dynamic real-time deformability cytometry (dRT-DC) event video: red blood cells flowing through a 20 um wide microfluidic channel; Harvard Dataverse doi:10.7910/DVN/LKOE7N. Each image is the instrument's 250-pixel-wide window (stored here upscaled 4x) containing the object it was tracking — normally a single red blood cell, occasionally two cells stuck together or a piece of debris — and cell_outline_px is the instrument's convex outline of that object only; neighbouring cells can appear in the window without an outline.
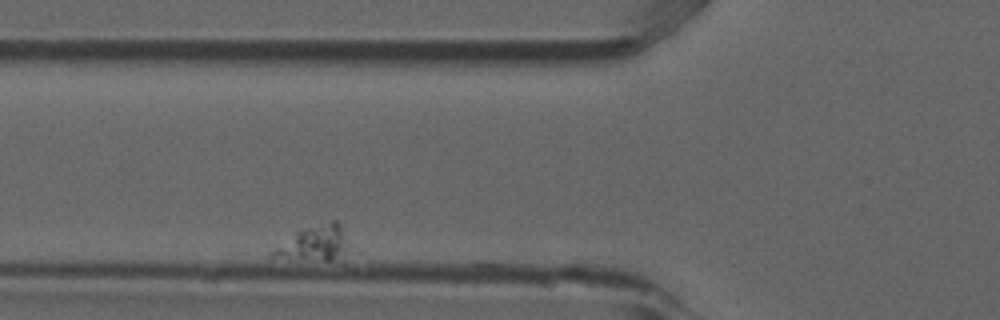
{"species": "common noctule bat (a hibernating species)", "species_latin": "Nyctalus noctula", "temperature_condition": "room temperature", "stored_images_in_passage": 5, "camera_frame_rate_fps": 3000, "um_per_image_px": 0.085, "animal": {"sex": "male", "forearm_length_mm": 52.5}, "frame": {"image": 1, "passage_image": 2, "time_ms": 0.333, "image_size_px": [1000, 320], "cell_outline_px": [[348, 248], [344, 252], [332, 260], [324, 260], [268, 256], [268, 252], [296, 232], [304, 228], [332, 220], [336, 220], [340, 228]], "centroid_in_image_um": [26.64, 20.67], "position_along_channel_um": 99.2, "area_um2": 14.68}}
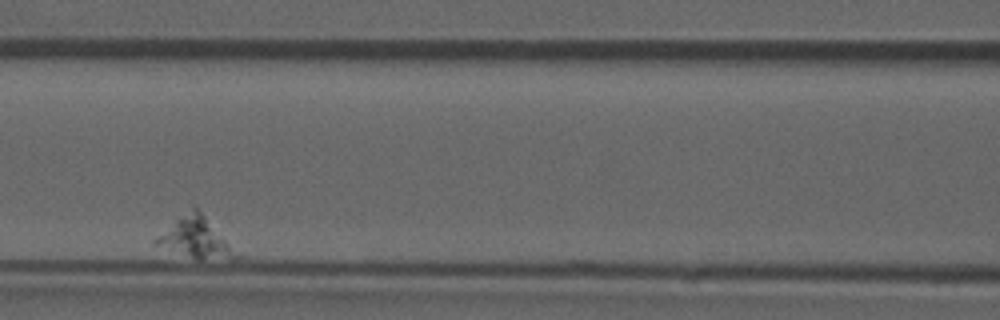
{"frame": {"image": 2, "passage_image": 4, "time_ms": 1.0, "image_size_px": [1000, 320], "cell_outline_px": [[244, 256], [200, 260], [156, 244], [152, 240], [192, 204]], "centroid_in_image_um": [16.66, 20.19], "position_along_channel_um": 149.9, "area_um2": 18.55}}